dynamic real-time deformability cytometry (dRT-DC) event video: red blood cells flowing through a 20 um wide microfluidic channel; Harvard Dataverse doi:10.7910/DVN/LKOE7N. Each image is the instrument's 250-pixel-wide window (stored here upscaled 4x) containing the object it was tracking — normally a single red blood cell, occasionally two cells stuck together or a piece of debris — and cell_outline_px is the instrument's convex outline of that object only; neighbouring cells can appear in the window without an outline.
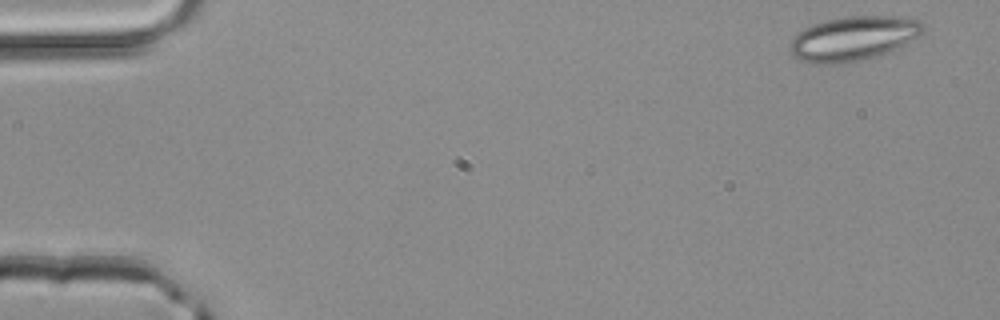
{"species": "common noctule bat (a hibernating species)", "species_latin": "Nyctalus noctula", "temperature_condition": "room temperature", "stored_images_in_passage": 3, "camera_frame_rate_fps": 3000, "um_per_image_px": 0.085, "animal": {"sex": "male", "body_mass_g": 20.4}, "frame": {"image": 1, "passage_image": 1, "time_ms": 0.0, "image_size_px": [1000, 320], "cell_outline_px": [[924, 32], [892, 52], [880, 56], [840, 64], [812, 64], [800, 60], [792, 56], [788, 52], [788, 44], [804, 28], [828, 20], [848, 16], [908, 16], [920, 20], [924, 24]], "centroid_in_image_um": [72.56, 3.28], "position_along_channel_um": 12.4, "area_um2": 34.91}}